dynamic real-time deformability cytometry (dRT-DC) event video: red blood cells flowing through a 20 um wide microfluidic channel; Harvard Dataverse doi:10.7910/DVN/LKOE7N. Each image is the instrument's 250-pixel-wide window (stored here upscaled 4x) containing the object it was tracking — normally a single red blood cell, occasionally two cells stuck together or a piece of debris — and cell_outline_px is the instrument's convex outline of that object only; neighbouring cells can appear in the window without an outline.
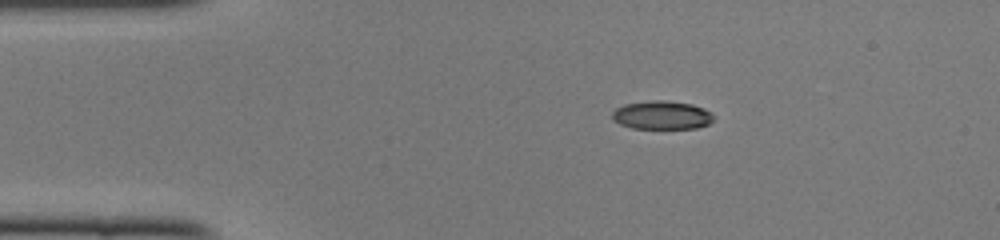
{"species": "common noctule bat (a hibernating species)", "species_latin": "Nyctalus noctula", "temperature_condition": "cold", "stored_images_in_passage": 41, "camera_frame_rate_fps": 3000, "um_per_image_px": 0.085, "animal": {"sex": "female", "body_mass_g": 22.0, "forearm_length_mm": 56.7}, "frame": {"image": 1, "passage_image": 1, "time_ms": 0.0, "image_size_px": [1000, 240], "cell_outline_px": [[716, 116], [708, 124], [696, 128], [632, 128], [620, 124], [612, 120], [612, 112], [616, 108], [624, 104], [652, 100], [664, 100], [692, 104], [704, 108], [712, 112]], "centroid_in_image_um": [56.27, 9.78], "position_along_channel_um": 28.7, "area_um2": 16.94}}
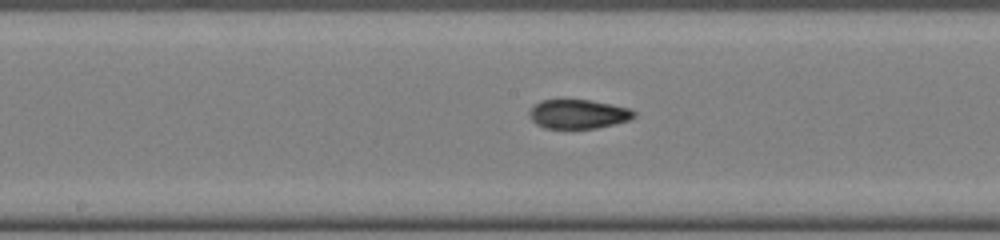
{"frame": {"image": 2, "passage_image": 17, "time_ms": 5.333, "image_size_px": [1000, 240], "cell_outline_px": [[636, 116], [628, 120], [596, 128], [544, 128], [536, 124], [532, 120], [528, 112], [532, 104], [540, 100], [588, 100], [628, 108], [636, 112]], "centroid_in_image_um": [49.09, 9.69], "position_along_channel_um": 199.1, "area_um2": 17.63}}
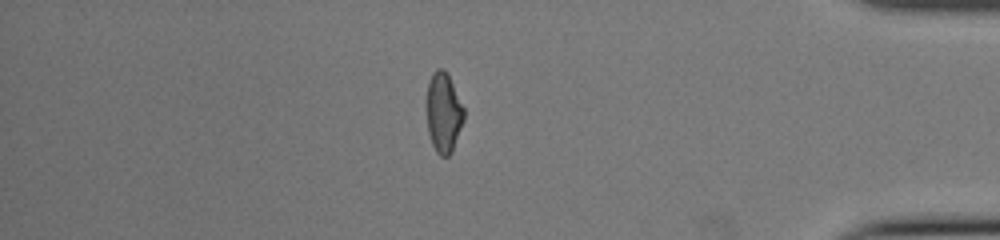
{"frame": {"image": 3, "passage_image": 34, "time_ms": 11.0, "image_size_px": [1000, 240], "cell_outline_px": [[464, 120], [452, 152], [448, 156], [440, 156], [436, 152], [432, 144], [428, 132], [428, 80], [432, 72], [436, 68], [444, 68], [448, 72], [464, 108]], "centroid_in_image_um": [37.72, 9.54], "position_along_channel_um": 397.5, "area_um2": 17.4}, "authors_computed_cell_mechanics": {"area_um2": 18.0336, "velocity_mm_per_s": 4.1302, "shape_relaxation_time_tau1_ms": null, "shape_relaxation_time_tau2_ms": 1.8847, "deformation_change_tau1": null, "deformation_change_tau2": 0.0661}}